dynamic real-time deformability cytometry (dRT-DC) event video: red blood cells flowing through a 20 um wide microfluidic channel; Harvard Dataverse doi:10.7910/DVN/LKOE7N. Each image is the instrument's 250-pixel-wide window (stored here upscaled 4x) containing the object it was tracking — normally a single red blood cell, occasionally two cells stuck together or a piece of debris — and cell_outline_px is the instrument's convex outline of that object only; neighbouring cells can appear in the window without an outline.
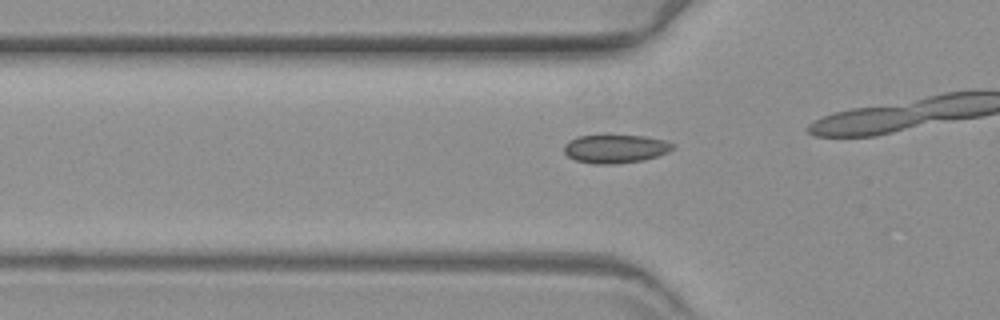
{"species": "common noctule bat (a hibernating species)", "species_latin": "Nyctalus noctula", "temperature_condition": "warm", "stored_images_in_passage": 25, "camera_frame_rate_fps": 3000, "um_per_image_px": 0.085, "animal": {"sex": "female", "body_mass_g": 19.3, "forearm_length_mm": 54.1}, "frame": {"image": 1, "passage_image": 8, "time_ms": 2.333, "image_size_px": [1000, 320], "cell_outline_px": [[676, 144], [668, 152], [644, 160], [616, 164], [592, 164], [576, 160], [568, 156], [564, 152], [564, 144], [568, 140], [576, 136], [604, 132], [608, 132], [644, 136], [668, 140]], "centroid_in_image_um": [52.28, 12.58], "position_along_channel_um": 73.5, "area_um2": 19.13}}